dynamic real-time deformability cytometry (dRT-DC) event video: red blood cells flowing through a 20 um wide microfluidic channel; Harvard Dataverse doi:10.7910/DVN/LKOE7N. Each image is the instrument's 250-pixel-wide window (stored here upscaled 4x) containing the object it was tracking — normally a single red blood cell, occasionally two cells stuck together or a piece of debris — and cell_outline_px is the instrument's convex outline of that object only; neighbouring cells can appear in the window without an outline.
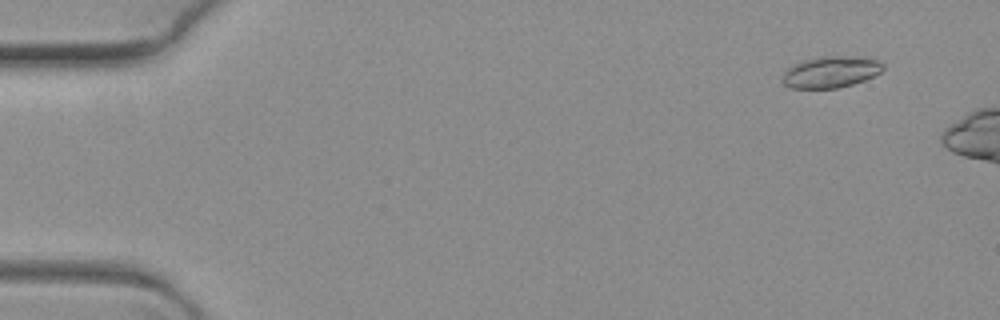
{"species": "common noctule bat (a hibernating species)", "species_latin": "Nyctalus noctula", "temperature_condition": "warm", "stored_images_in_passage": 4, "camera_frame_rate_fps": 3000, "um_per_image_px": 0.085, "animal": {"sex": "female", "body_mass_g": 19.3, "forearm_length_mm": 54.1}, "frame": {"image": 1, "passage_image": 2, "time_ms": 0.333, "image_size_px": [1000, 320], "cell_outline_px": [[884, 68], [880, 72], [864, 80], [852, 84], [836, 88], [792, 88], [784, 84], [784, 68], [804, 60], [816, 56], [844, 56], [880, 60], [884, 64]], "centroid_in_image_um": [70.6, 6.11], "position_along_channel_um": 14.4, "area_um2": 18.32}}